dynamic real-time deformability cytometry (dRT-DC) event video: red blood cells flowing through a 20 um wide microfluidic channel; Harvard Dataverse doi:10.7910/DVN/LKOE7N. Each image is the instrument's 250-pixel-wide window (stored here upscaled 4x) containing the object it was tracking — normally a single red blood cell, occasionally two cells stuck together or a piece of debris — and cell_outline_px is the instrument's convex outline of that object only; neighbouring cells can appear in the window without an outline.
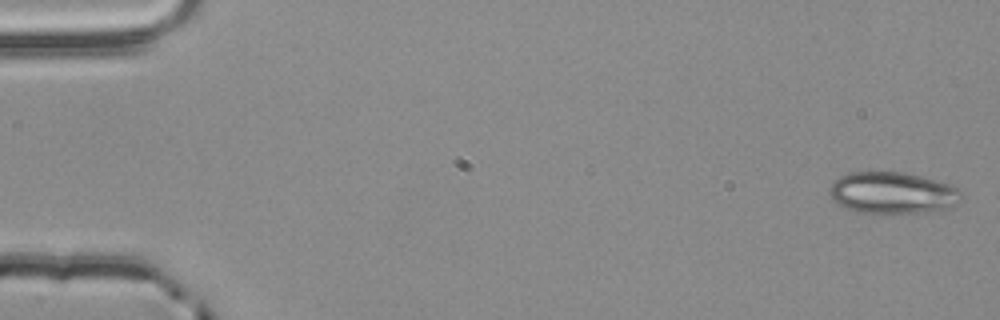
{"species": "common noctule bat (a hibernating species)", "species_latin": "Nyctalus noctula", "temperature_condition": "room temperature", "stored_images_in_passage": 4, "camera_frame_rate_fps": 3000, "um_per_image_px": 0.085, "animal": {"sex": "male", "body_mass_g": 20.4}, "frame": {"image": 1, "passage_image": 1, "time_ms": 0.0, "image_size_px": [1000, 320], "cell_outline_px": [[960, 192], [956, 204], [940, 212], [884, 216], [856, 212], [836, 204], [832, 200], [828, 192], [828, 188], [840, 176], [848, 172], [904, 172], [952, 184], [960, 188]], "centroid_in_image_um": [75.85, 16.45], "position_along_channel_um": 9.2, "area_um2": 33.29}}